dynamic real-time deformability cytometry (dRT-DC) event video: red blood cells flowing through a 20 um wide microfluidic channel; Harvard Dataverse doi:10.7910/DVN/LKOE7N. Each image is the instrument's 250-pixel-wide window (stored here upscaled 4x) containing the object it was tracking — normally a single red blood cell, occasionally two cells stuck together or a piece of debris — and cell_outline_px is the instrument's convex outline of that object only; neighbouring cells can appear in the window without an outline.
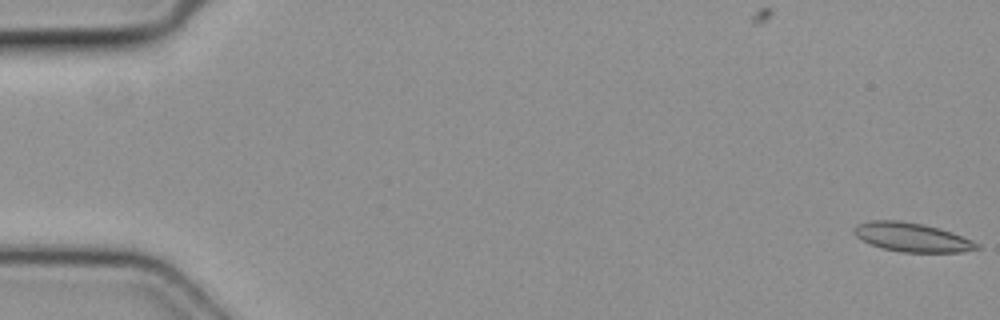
{"species": "common noctule bat (a hibernating species)", "species_latin": "Nyctalus noctula", "temperature_condition": "cold", "stored_images_in_passage": 16, "camera_frame_rate_fps": 3000, "um_per_image_px": 0.085, "animal": {"sex": "female", "body_mass_g": 19.3, "forearm_length_mm": 54.1}, "frame": {"image": 1, "passage_image": 1, "time_ms": 0.0, "image_size_px": [1000, 320], "cell_outline_px": [[980, 248], [960, 252], [900, 252], [884, 248], [872, 244], [856, 236], [852, 232], [852, 228], [856, 224], [868, 220], [900, 220], [940, 228], [952, 232], [972, 240], [980, 244]], "centroid_in_image_um": [77.5, 20.15], "position_along_channel_um": 7.5, "area_um2": 20.69}}
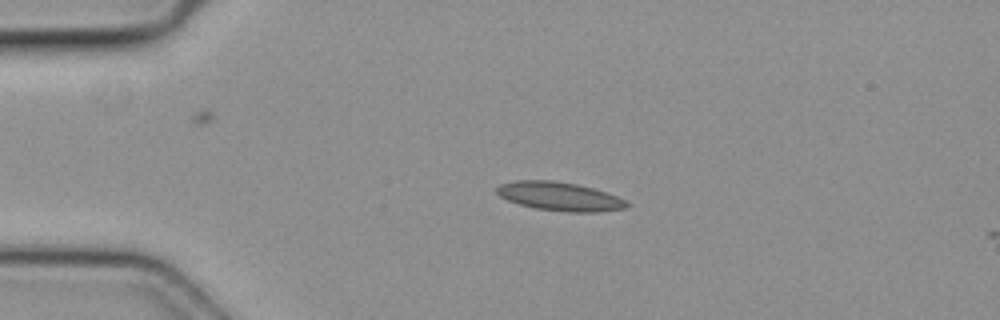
{"frame": {"image": 2, "passage_image": 13, "time_ms": 4.0, "image_size_px": [1000, 320], "cell_outline_px": [[628, 204], [624, 208], [596, 212], [564, 212], [536, 208], [520, 204], [508, 200], [500, 196], [496, 192], [496, 188], [500, 184], [516, 180], [552, 180], [576, 184], [592, 188], [616, 196], [624, 200]], "centroid_in_image_um": [47.52, 16.69], "position_along_channel_um": 37.5, "area_um2": 21.44}}